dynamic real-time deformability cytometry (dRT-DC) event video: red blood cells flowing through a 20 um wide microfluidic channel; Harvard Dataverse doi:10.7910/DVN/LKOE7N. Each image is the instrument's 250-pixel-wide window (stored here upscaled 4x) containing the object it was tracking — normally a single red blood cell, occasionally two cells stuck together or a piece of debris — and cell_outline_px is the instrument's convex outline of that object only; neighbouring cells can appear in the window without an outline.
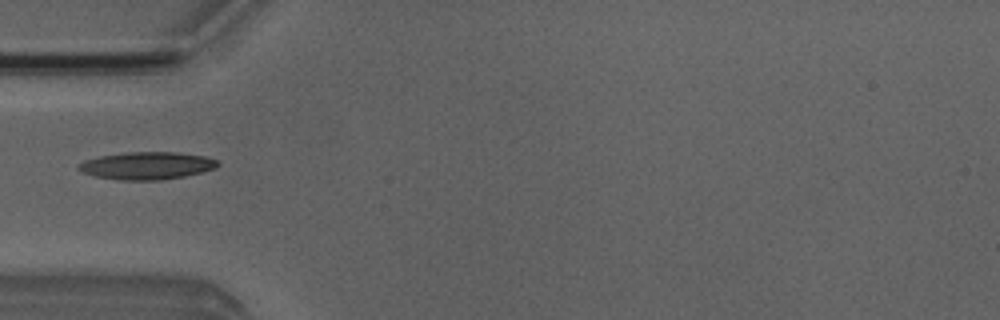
{"species": "Egyptian fruit bat (a non-hibernating species)", "species_latin": "Rousettus aegyptiacus", "temperature_condition": "room temperature", "stored_images_in_passage": 4, "camera_frame_rate_fps": 3000, "um_per_image_px": 0.085, "animal": {"sex": "male"}, "frame": {"image": 1, "passage_image": 3, "time_ms": 2.333, "image_size_px": [1000, 320], "cell_outline_px": [[220, 164], [216, 168], [184, 176], [160, 180], [120, 180], [96, 176], [84, 172], [76, 168], [84, 160], [100, 156], [128, 152], [176, 152], [204, 156], [216, 160]], "centroid_in_image_um": [12.49, 14.08], "position_along_channel_um": 72.5, "area_um2": 22.08}}